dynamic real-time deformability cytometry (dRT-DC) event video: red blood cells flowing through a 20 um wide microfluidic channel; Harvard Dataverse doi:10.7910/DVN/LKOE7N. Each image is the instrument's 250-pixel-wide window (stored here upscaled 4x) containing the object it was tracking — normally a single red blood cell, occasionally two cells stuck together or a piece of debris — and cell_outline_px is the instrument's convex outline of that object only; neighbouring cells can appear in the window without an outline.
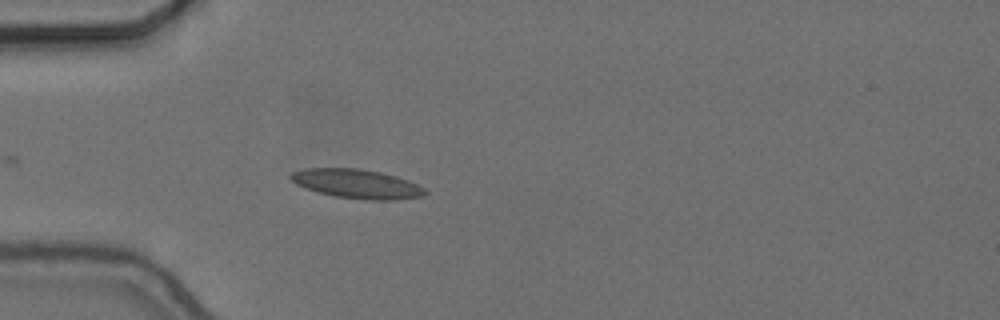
{"species": "common noctule bat (a hibernating species)", "species_latin": "Nyctalus noctula", "temperature_condition": "cold", "stored_images_in_passage": 20, "camera_frame_rate_fps": 3000, "um_per_image_px": 0.085, "animal": {"sex": "female", "body_mass_g": 24.6, "forearm_length_mm": 56.2}, "frame": {"image": 1, "passage_image": 16, "time_ms": 5.0, "image_size_px": [1000, 320], "cell_outline_px": [[428, 192], [424, 196], [392, 200], [364, 200], [332, 196], [296, 184], [288, 176], [292, 172], [304, 168], [360, 168], [380, 172], [396, 176], [408, 180], [424, 188]], "centroid_in_image_um": [30.34, 15.62], "position_along_channel_um": 54.7, "area_um2": 22.83}}